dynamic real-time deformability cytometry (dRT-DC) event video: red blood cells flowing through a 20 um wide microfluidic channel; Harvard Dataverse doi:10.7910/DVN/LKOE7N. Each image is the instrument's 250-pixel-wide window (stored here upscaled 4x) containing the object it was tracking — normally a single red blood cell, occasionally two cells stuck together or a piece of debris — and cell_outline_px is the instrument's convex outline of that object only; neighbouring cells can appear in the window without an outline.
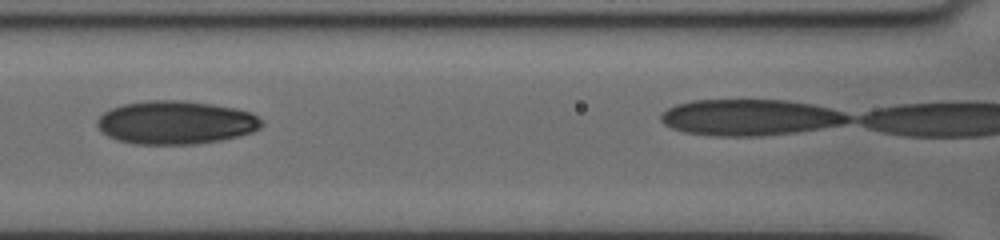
{"species": "human", "species_latin": "Homo sapiens", "temperature_condition": "cold", "stored_images_in_passage": 11, "camera_frame_rate_fps": 3000, "um_per_image_px": 0.085, "donor": {"sex": "female"}, "frame": {"image": 1, "passage_image": 10, "time_ms": 8.0, "image_size_px": [1000, 240], "cell_outline_px": [[264, 124], [260, 128], [252, 132], [220, 140], [196, 144], [136, 144], [116, 140], [108, 136], [96, 124], [96, 120], [104, 112], [112, 108], [124, 104], [152, 100], [184, 100], [212, 104], [236, 108], [252, 112], [264, 120]], "centroid_in_image_um": [14.97, 10.41], "position_along_channel_um": 151.6, "area_um2": 41.62}}